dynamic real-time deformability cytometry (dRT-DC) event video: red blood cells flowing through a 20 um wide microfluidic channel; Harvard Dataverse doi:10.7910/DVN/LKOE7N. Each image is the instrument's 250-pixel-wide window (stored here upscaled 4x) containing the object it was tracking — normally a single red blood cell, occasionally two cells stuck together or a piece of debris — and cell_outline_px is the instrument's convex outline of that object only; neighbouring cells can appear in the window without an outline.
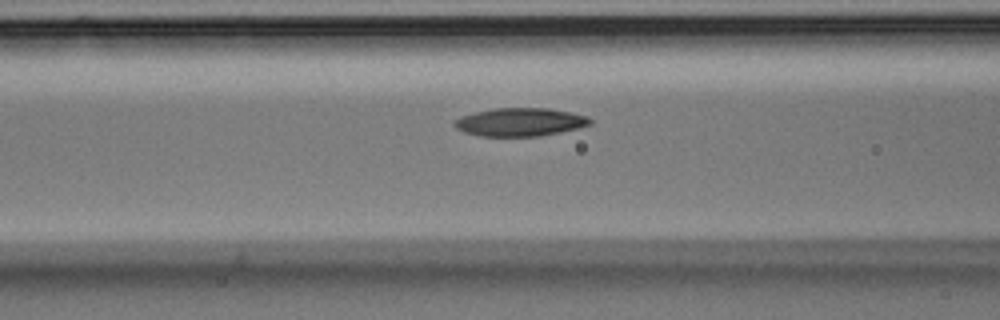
{"species": "Egyptian fruit bat (a non-hibernating species)", "species_latin": "Rousettus aegyptiacus", "temperature_condition": "room temperature", "stored_images_in_passage": 18, "camera_frame_rate_fps": 3000, "um_per_image_px": 0.085, "animal": {"sex": "male"}, "frame": {"image": 1, "passage_image": 16, "time_ms": 5.0, "image_size_px": [1000, 320], "cell_outline_px": [[592, 124], [580, 128], [540, 136], [480, 136], [464, 132], [456, 128], [452, 124], [452, 120], [460, 116], [492, 108], [548, 108], [588, 116], [592, 120]], "centroid_in_image_um": [44.19, 10.37], "position_along_channel_um": 122.4, "area_um2": 22.48}}